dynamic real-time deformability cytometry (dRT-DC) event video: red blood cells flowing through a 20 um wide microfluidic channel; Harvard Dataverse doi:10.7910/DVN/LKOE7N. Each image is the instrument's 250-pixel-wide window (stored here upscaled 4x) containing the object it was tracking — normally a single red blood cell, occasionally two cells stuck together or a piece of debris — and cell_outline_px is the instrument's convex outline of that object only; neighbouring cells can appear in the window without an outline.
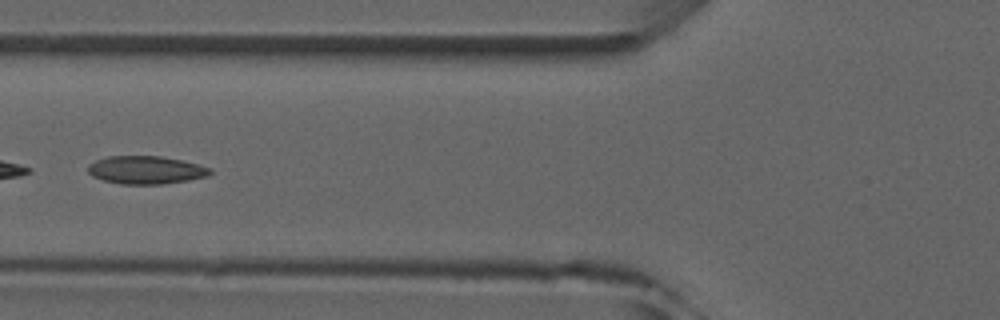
{"species": "common noctule bat (a hibernating species)", "species_latin": "Nyctalus noctula", "temperature_condition": "room temperature", "stored_images_in_passage": 8, "camera_frame_rate_fps": 3000, "um_per_image_px": 0.085, "animal": {"sex": "male", "forearm_length_mm": 52.5}, "frame": {"image": 1, "passage_image": 7, "time_ms": 7.667, "image_size_px": [1000, 320], "cell_outline_px": [[212, 172], [208, 176], [188, 180], [160, 184], [120, 184], [104, 180], [92, 176], [88, 172], [88, 164], [96, 160], [108, 156], [160, 156], [184, 160], [200, 164], [212, 168]], "centroid_in_image_um": [12.43, 14.44], "position_along_channel_um": 113.4, "area_um2": 20.06}}
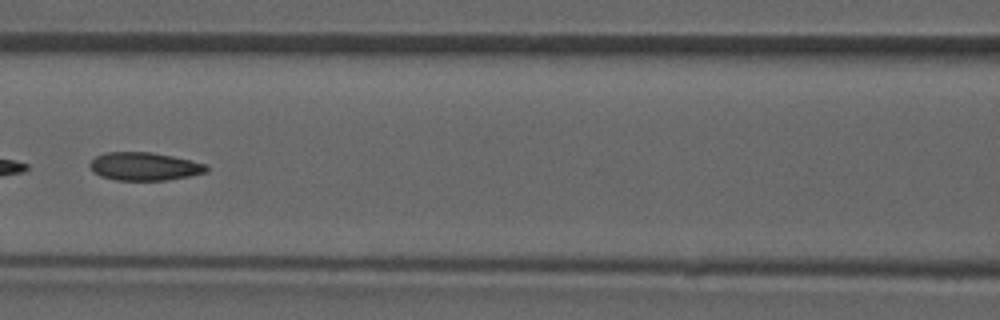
{"frame": {"image": 2, "passage_image": 8, "time_ms": 8.667, "image_size_px": [1000, 320], "cell_outline_px": [[208, 172], [168, 180], [116, 180], [100, 176], [92, 172], [88, 164], [96, 156], [104, 152], [148, 152], [172, 156], [192, 160], [208, 164]], "centroid_in_image_um": [12.27, 14.14], "position_along_channel_um": 154.3, "area_um2": 19.25}}